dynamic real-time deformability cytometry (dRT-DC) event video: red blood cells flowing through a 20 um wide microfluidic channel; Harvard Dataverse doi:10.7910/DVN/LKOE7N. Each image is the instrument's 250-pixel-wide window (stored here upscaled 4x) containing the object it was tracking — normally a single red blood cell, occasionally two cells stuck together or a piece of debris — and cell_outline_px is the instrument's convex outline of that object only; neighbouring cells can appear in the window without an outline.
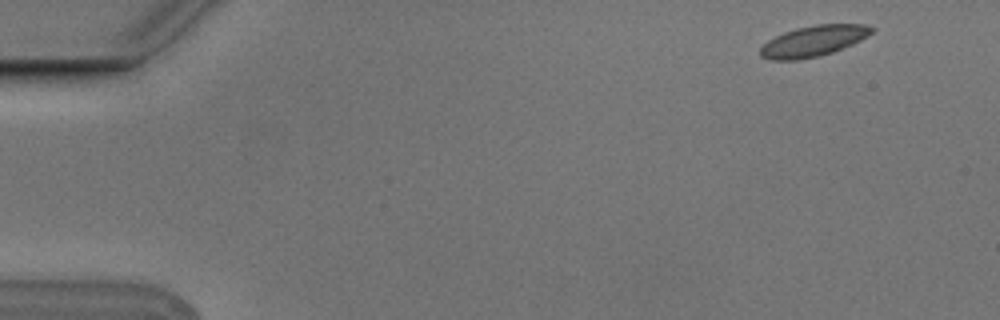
{"species": "Egyptian fruit bat (a non-hibernating species)", "species_latin": "Rousettus aegyptiacus", "temperature_condition": "cold", "stored_images_in_passage": 6, "camera_frame_rate_fps": 3000, "um_per_image_px": 0.085, "animal": {"sex": "male"}, "frame": {"image": 1, "passage_image": 1, "time_ms": 0.0, "image_size_px": [1000, 320], "cell_outline_px": [[876, 28], [868, 36], [852, 44], [832, 52], [816, 56], [796, 60], [772, 60], [760, 56], [760, 48], [768, 40], [784, 32], [796, 28], [816, 24], [864, 24]], "centroid_in_image_um": [69.14, 3.48], "position_along_channel_um": 15.9, "area_um2": 19.83}}